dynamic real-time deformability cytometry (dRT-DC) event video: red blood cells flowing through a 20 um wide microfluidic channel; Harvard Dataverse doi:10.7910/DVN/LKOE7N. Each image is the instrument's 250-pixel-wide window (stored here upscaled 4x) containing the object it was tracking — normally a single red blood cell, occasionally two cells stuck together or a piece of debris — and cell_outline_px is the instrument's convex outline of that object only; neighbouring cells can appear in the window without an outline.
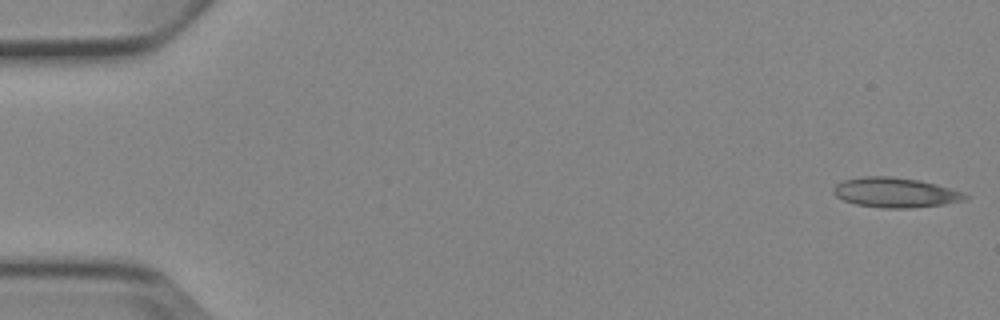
{"species": "Egyptian fruit bat (a non-hibernating species)", "species_latin": "Rousettus aegyptiacus", "temperature_condition": "cold", "stored_images_in_passage": 5, "segment_of_instrument_passage": [1, 2], "camera_frame_rate_fps": 3000, "um_per_image_px": 0.085, "animal": {"sex": "female"}, "frame": {"image": 1, "passage_image": 1, "time_ms": 0.0, "image_size_px": [1000, 320], "cell_outline_px": [[968, 196], [964, 200], [944, 204], [912, 208], [884, 208], [856, 204], [844, 200], [836, 196], [832, 192], [832, 188], [836, 184], [844, 180], [864, 176], [892, 176], [920, 180], [936, 184], [964, 192]], "centroid_in_image_um": [76.09, 16.36], "position_along_channel_um": 8.9, "area_um2": 22.95}}
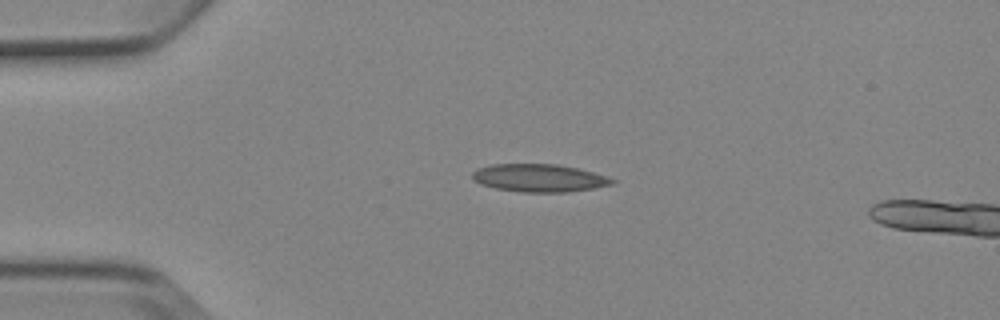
{"frame": {"image": 2, "passage_image": 4, "time_ms": 3.667, "image_size_px": [1000, 320], "cell_outline_px": [[616, 184], [568, 192], [520, 192], [496, 188], [480, 184], [472, 176], [472, 172], [476, 168], [492, 164], [556, 164], [576, 168], [592, 172], [616, 180]], "centroid_in_image_um": [45.81, 15.13], "position_along_channel_um": 39.2, "area_um2": 22.54}}